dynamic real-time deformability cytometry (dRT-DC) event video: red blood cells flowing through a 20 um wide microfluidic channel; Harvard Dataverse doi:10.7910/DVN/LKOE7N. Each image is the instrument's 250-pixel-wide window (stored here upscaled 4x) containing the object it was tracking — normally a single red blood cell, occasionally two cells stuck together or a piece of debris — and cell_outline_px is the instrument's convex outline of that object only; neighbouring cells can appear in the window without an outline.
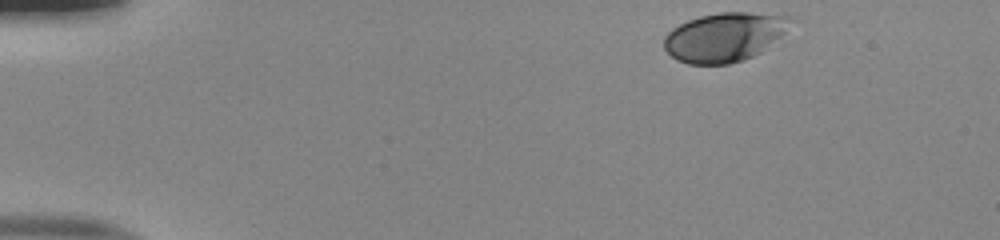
{"species": "human", "species_latin": "Homo sapiens", "temperature_condition": "room temperature", "stored_images_in_passage": 45, "camera_frame_rate_fps": 3000, "um_per_image_px": 0.085, "donor": {"sex": "male"}, "frame": {"image": 1, "passage_image": 1, "time_ms": 0.0, "image_size_px": [1000, 240], "cell_outline_px": [[796, 20], [780, 36], [760, 52], [744, 60], [728, 64], [688, 64], [676, 60], [664, 48], [664, 36], [672, 28], [688, 20], [700, 16], [720, 12], [748, 12], [792, 16]], "centroid_in_image_um": [61.58, 3.14], "position_along_channel_um": 23.4, "area_um2": 36.18}}
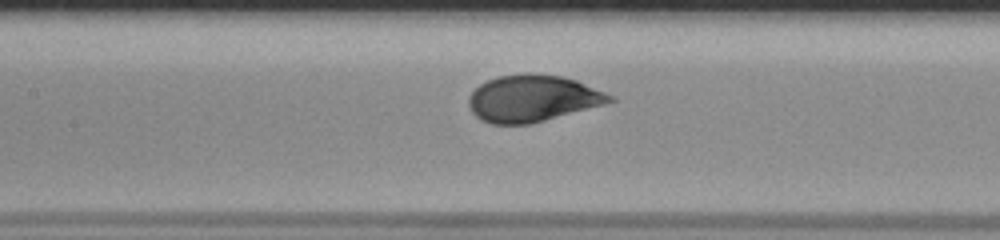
{"frame": {"image": 2, "passage_image": 19, "time_ms": 6.0, "image_size_px": [1000, 240], "cell_outline_px": [[616, 100], [604, 104], [532, 124], [492, 124], [480, 120], [472, 112], [468, 104], [468, 96], [480, 84], [488, 80], [500, 76], [528, 72], [560, 76], [576, 80], [604, 92], [612, 96]], "centroid_in_image_um": [45.24, 8.37], "position_along_channel_um": 162.2, "area_um2": 38.32}}
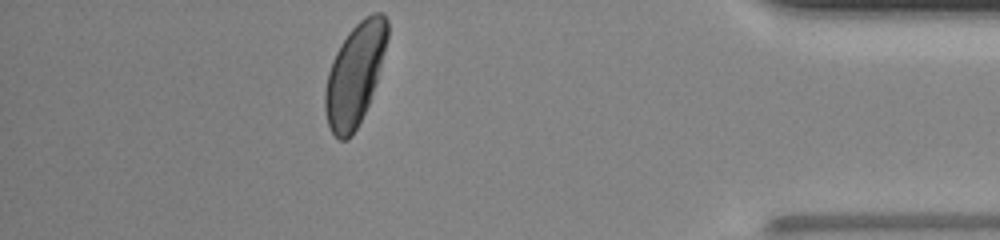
{"frame": {"image": 3, "passage_image": 40, "time_ms": 13.0, "image_size_px": [1000, 240], "cell_outline_px": [[388, 36], [380, 68], [368, 104], [352, 136], [348, 140], [340, 140], [332, 132], [328, 124], [324, 108], [324, 92], [328, 72], [332, 60], [340, 44], [348, 32], [364, 16], [372, 12], [380, 12], [388, 20]], "centroid_in_image_um": [30.15, 6.3], "position_along_channel_um": 405.1, "area_um2": 36.65}, "authors_computed_cell_mechanics": {"area_um2": 37.6856, "velocity_mm_per_s": 3.9926, "shape_relaxation_time_tau1_ms": 2.6306, "shape_relaxation_time_tau2_ms": null, "deformation_change_tau1": 0.1259, "deformation_change_tau2": null}}